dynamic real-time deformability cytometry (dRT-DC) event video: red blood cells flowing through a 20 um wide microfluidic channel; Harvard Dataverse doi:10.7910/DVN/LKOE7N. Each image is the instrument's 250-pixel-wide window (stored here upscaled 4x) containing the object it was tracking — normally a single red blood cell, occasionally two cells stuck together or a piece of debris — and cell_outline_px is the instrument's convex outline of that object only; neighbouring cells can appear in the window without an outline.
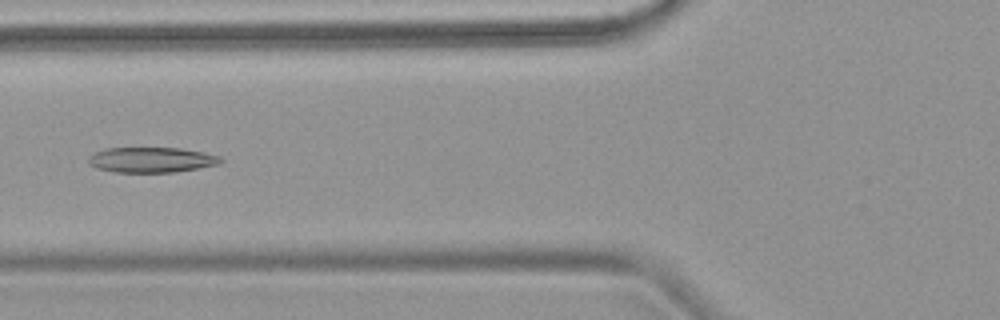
{"species": "common noctule bat (a hibernating species)", "species_latin": "Nyctalus noctula", "temperature_condition": "warm", "stored_images_in_passage": 4, "camera_frame_rate_fps": 3000, "um_per_image_px": 0.085, "animal": {"sex": "female", "body_mass_g": 18.4}, "frame": {"image": 1, "passage_image": 4, "time_ms": 4.333, "image_size_px": [1000, 320], "cell_outline_px": [[224, 160], [220, 164], [176, 172], [112, 172], [96, 168], [88, 164], [88, 156], [96, 152], [108, 148], [180, 148], [204, 152], [220, 156]], "centroid_in_image_um": [12.88, 13.59], "position_along_channel_um": 112.9, "area_um2": 19.59}}